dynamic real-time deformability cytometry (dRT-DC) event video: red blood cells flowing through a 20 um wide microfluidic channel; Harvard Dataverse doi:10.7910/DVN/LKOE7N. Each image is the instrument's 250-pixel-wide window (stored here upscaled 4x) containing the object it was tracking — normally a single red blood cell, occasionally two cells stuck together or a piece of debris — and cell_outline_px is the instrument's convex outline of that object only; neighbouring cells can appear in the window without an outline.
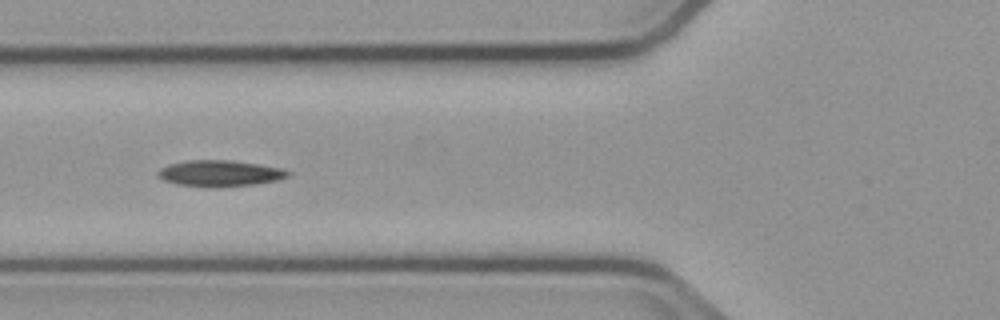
{"species": "common noctule bat (a hibernating species)", "species_latin": "Nyctalus noctula", "temperature_condition": "cold", "stored_images_in_passage": 6, "camera_frame_rate_fps": 3000, "um_per_image_px": 0.085, "animal": {"sex": "male", "body_mass_g": 23.1, "forearm_length_mm": 52.7}, "frame": {"image": 1, "passage_image": 4, "time_ms": 5.0, "image_size_px": [1000, 320], "cell_outline_px": [[292, 172], [288, 176], [276, 180], [256, 184], [216, 188], [208, 188], [176, 184], [164, 180], [156, 172], [160, 168], [168, 164], [188, 160], [228, 160], [260, 164], [284, 168]], "centroid_in_image_um": [18.7, 14.74], "position_along_channel_um": 107.1, "area_um2": 20.11}}
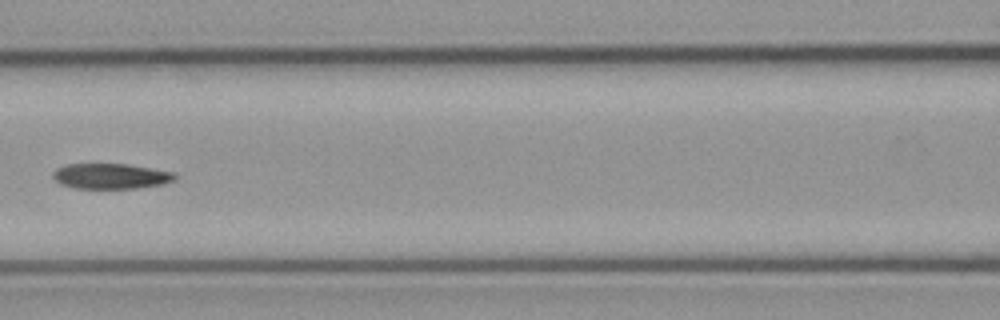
{"frame": {"image": 2, "passage_image": 5, "time_ms": 6.333, "image_size_px": [1000, 320], "cell_outline_px": [[176, 176], [172, 180], [160, 184], [136, 188], [76, 188], [60, 184], [52, 176], [52, 172], [56, 168], [68, 164], [128, 164], [172, 172]], "centroid_in_image_um": [9.34, 14.96], "position_along_channel_um": 157.3, "area_um2": 17.74}}
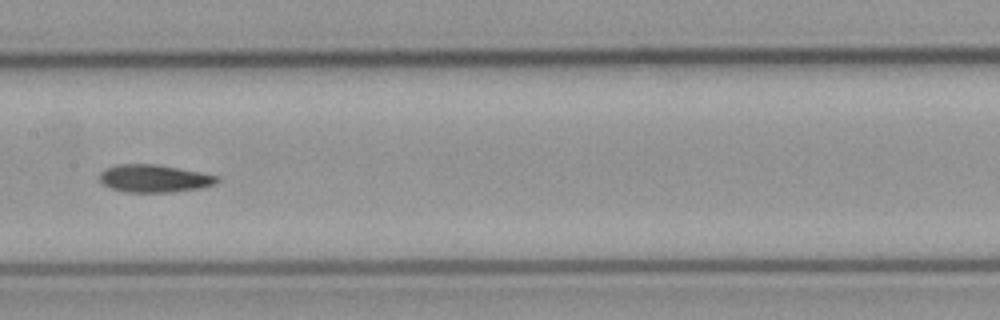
{"frame": {"image": 3, "passage_image": 6, "time_ms": 7.333, "image_size_px": [1000, 320], "cell_outline_px": [[220, 180], [212, 184], [200, 188], [172, 192], [124, 192], [112, 188], [104, 184], [100, 180], [100, 172], [104, 168], [116, 164], [156, 164], [200, 172], [220, 176]], "centroid_in_image_um": [13.09, 15.16], "position_along_channel_um": 194.3, "area_um2": 18.9}}